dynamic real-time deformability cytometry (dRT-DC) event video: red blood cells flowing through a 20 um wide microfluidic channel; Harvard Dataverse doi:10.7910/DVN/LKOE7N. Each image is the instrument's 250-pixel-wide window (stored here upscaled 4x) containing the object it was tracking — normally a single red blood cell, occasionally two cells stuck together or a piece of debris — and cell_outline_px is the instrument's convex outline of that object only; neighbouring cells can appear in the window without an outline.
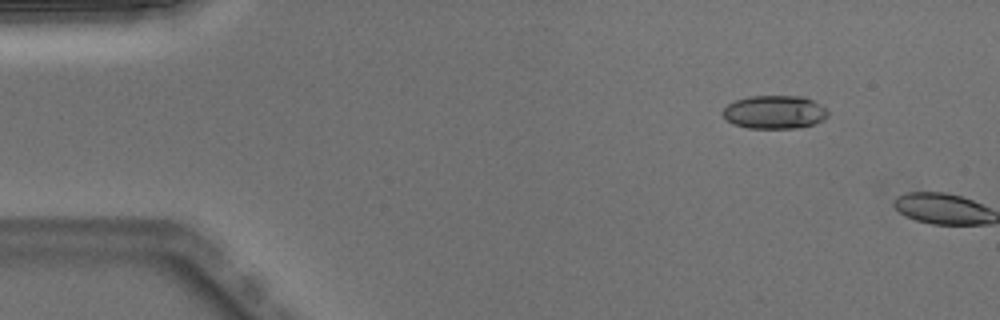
{"species": "Egyptian fruit bat (a non-hibernating species)", "species_latin": "Rousettus aegyptiacus", "temperature_condition": "warm", "stored_images_in_passage": 5, "camera_frame_rate_fps": 3000, "um_per_image_px": 0.085, "animal": {"sex": "male"}, "frame": {"image": 1, "passage_image": 4, "time_ms": 1.0, "image_size_px": [1000, 320], "cell_outline_px": [[828, 116], [824, 120], [816, 124], [796, 128], [748, 128], [732, 124], [720, 112], [728, 104], [736, 100], [748, 96], [804, 96], [820, 104], [828, 112]], "centroid_in_image_um": [65.84, 9.53], "position_along_channel_um": 19.2, "area_um2": 20.58}}